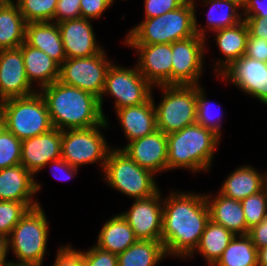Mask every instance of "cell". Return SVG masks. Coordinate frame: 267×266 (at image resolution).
Listing matches in <instances>:
<instances>
[{
	"mask_svg": "<svg viewBox=\"0 0 267 266\" xmlns=\"http://www.w3.org/2000/svg\"><path fill=\"white\" fill-rule=\"evenodd\" d=\"M163 199L161 242L166 255L188 257L210 220L205 195L171 192Z\"/></svg>",
	"mask_w": 267,
	"mask_h": 266,
	"instance_id": "6da1fadb",
	"label": "cell"
},
{
	"mask_svg": "<svg viewBox=\"0 0 267 266\" xmlns=\"http://www.w3.org/2000/svg\"><path fill=\"white\" fill-rule=\"evenodd\" d=\"M39 92L45 99L53 128L86 129L107 120L99 98L82 89L57 80Z\"/></svg>",
	"mask_w": 267,
	"mask_h": 266,
	"instance_id": "7a4b0ae2",
	"label": "cell"
},
{
	"mask_svg": "<svg viewBox=\"0 0 267 266\" xmlns=\"http://www.w3.org/2000/svg\"><path fill=\"white\" fill-rule=\"evenodd\" d=\"M196 0H187L177 9L161 16L144 18L125 37V44H171L200 35L206 39V29L198 27Z\"/></svg>",
	"mask_w": 267,
	"mask_h": 266,
	"instance_id": "3957f363",
	"label": "cell"
},
{
	"mask_svg": "<svg viewBox=\"0 0 267 266\" xmlns=\"http://www.w3.org/2000/svg\"><path fill=\"white\" fill-rule=\"evenodd\" d=\"M219 141L218 134L198 123L167 134V170L208 171Z\"/></svg>",
	"mask_w": 267,
	"mask_h": 266,
	"instance_id": "277c9868",
	"label": "cell"
},
{
	"mask_svg": "<svg viewBox=\"0 0 267 266\" xmlns=\"http://www.w3.org/2000/svg\"><path fill=\"white\" fill-rule=\"evenodd\" d=\"M103 172L109 186L134 200L151 197L159 191L155 174L140 167L118 147L109 151Z\"/></svg>",
	"mask_w": 267,
	"mask_h": 266,
	"instance_id": "5b68a950",
	"label": "cell"
},
{
	"mask_svg": "<svg viewBox=\"0 0 267 266\" xmlns=\"http://www.w3.org/2000/svg\"><path fill=\"white\" fill-rule=\"evenodd\" d=\"M0 109L5 129L21 141L53 129L45 99L39 90L26 97L4 100Z\"/></svg>",
	"mask_w": 267,
	"mask_h": 266,
	"instance_id": "8992f818",
	"label": "cell"
},
{
	"mask_svg": "<svg viewBox=\"0 0 267 266\" xmlns=\"http://www.w3.org/2000/svg\"><path fill=\"white\" fill-rule=\"evenodd\" d=\"M163 97L156 110L157 130L164 134L197 123L198 85H161Z\"/></svg>",
	"mask_w": 267,
	"mask_h": 266,
	"instance_id": "52a82bcc",
	"label": "cell"
},
{
	"mask_svg": "<svg viewBox=\"0 0 267 266\" xmlns=\"http://www.w3.org/2000/svg\"><path fill=\"white\" fill-rule=\"evenodd\" d=\"M49 223L41 205L29 209L9 235L17 263L42 265L46 255Z\"/></svg>",
	"mask_w": 267,
	"mask_h": 266,
	"instance_id": "ba28073f",
	"label": "cell"
},
{
	"mask_svg": "<svg viewBox=\"0 0 267 266\" xmlns=\"http://www.w3.org/2000/svg\"><path fill=\"white\" fill-rule=\"evenodd\" d=\"M107 122L105 120L101 125L86 129L63 130L61 158L77 168L98 161L104 170L111 148L101 134L100 128H106L109 125Z\"/></svg>",
	"mask_w": 267,
	"mask_h": 266,
	"instance_id": "9c48e42d",
	"label": "cell"
},
{
	"mask_svg": "<svg viewBox=\"0 0 267 266\" xmlns=\"http://www.w3.org/2000/svg\"><path fill=\"white\" fill-rule=\"evenodd\" d=\"M152 85L135 68H123L117 64L109 67L104 88L99 98L103 113V96L110 94L115 99V109L137 106L147 102L152 96Z\"/></svg>",
	"mask_w": 267,
	"mask_h": 266,
	"instance_id": "30bf717a",
	"label": "cell"
},
{
	"mask_svg": "<svg viewBox=\"0 0 267 266\" xmlns=\"http://www.w3.org/2000/svg\"><path fill=\"white\" fill-rule=\"evenodd\" d=\"M105 51L88 58H66L60 65L59 81L100 98L112 62Z\"/></svg>",
	"mask_w": 267,
	"mask_h": 266,
	"instance_id": "8fae6325",
	"label": "cell"
},
{
	"mask_svg": "<svg viewBox=\"0 0 267 266\" xmlns=\"http://www.w3.org/2000/svg\"><path fill=\"white\" fill-rule=\"evenodd\" d=\"M205 38L195 35L172 43V85H199Z\"/></svg>",
	"mask_w": 267,
	"mask_h": 266,
	"instance_id": "7c38bea8",
	"label": "cell"
},
{
	"mask_svg": "<svg viewBox=\"0 0 267 266\" xmlns=\"http://www.w3.org/2000/svg\"><path fill=\"white\" fill-rule=\"evenodd\" d=\"M161 192L134 200L132 207L121 215L126 219L138 240L161 241L163 199Z\"/></svg>",
	"mask_w": 267,
	"mask_h": 266,
	"instance_id": "4fadbf2b",
	"label": "cell"
},
{
	"mask_svg": "<svg viewBox=\"0 0 267 266\" xmlns=\"http://www.w3.org/2000/svg\"><path fill=\"white\" fill-rule=\"evenodd\" d=\"M218 77L231 81L245 94L267 105V63L242 56Z\"/></svg>",
	"mask_w": 267,
	"mask_h": 266,
	"instance_id": "5bb4252c",
	"label": "cell"
},
{
	"mask_svg": "<svg viewBox=\"0 0 267 266\" xmlns=\"http://www.w3.org/2000/svg\"><path fill=\"white\" fill-rule=\"evenodd\" d=\"M137 49L138 71L153 86L172 85L171 44H126Z\"/></svg>",
	"mask_w": 267,
	"mask_h": 266,
	"instance_id": "9a60e30c",
	"label": "cell"
},
{
	"mask_svg": "<svg viewBox=\"0 0 267 266\" xmlns=\"http://www.w3.org/2000/svg\"><path fill=\"white\" fill-rule=\"evenodd\" d=\"M27 78L22 50H0V104L10 98H19L37 92Z\"/></svg>",
	"mask_w": 267,
	"mask_h": 266,
	"instance_id": "2e32d148",
	"label": "cell"
},
{
	"mask_svg": "<svg viewBox=\"0 0 267 266\" xmlns=\"http://www.w3.org/2000/svg\"><path fill=\"white\" fill-rule=\"evenodd\" d=\"M62 131L53 128L49 132L22 140L21 164L33 175L61 158Z\"/></svg>",
	"mask_w": 267,
	"mask_h": 266,
	"instance_id": "e0dca14e",
	"label": "cell"
},
{
	"mask_svg": "<svg viewBox=\"0 0 267 266\" xmlns=\"http://www.w3.org/2000/svg\"><path fill=\"white\" fill-rule=\"evenodd\" d=\"M57 24L66 58H88L105 50L97 44L89 19H71Z\"/></svg>",
	"mask_w": 267,
	"mask_h": 266,
	"instance_id": "ac0fdd59",
	"label": "cell"
},
{
	"mask_svg": "<svg viewBox=\"0 0 267 266\" xmlns=\"http://www.w3.org/2000/svg\"><path fill=\"white\" fill-rule=\"evenodd\" d=\"M124 151L140 167L154 174L167 171V134L156 130L154 133L129 142Z\"/></svg>",
	"mask_w": 267,
	"mask_h": 266,
	"instance_id": "d6986e66",
	"label": "cell"
},
{
	"mask_svg": "<svg viewBox=\"0 0 267 266\" xmlns=\"http://www.w3.org/2000/svg\"><path fill=\"white\" fill-rule=\"evenodd\" d=\"M40 188L41 184L22 164L0 169V201H17L32 209L41 205L32 198Z\"/></svg>",
	"mask_w": 267,
	"mask_h": 266,
	"instance_id": "ffe728a7",
	"label": "cell"
},
{
	"mask_svg": "<svg viewBox=\"0 0 267 266\" xmlns=\"http://www.w3.org/2000/svg\"><path fill=\"white\" fill-rule=\"evenodd\" d=\"M116 113L128 142L150 135L157 130L153 95L143 104L120 108Z\"/></svg>",
	"mask_w": 267,
	"mask_h": 266,
	"instance_id": "44dd1931",
	"label": "cell"
},
{
	"mask_svg": "<svg viewBox=\"0 0 267 266\" xmlns=\"http://www.w3.org/2000/svg\"><path fill=\"white\" fill-rule=\"evenodd\" d=\"M25 43L45 52L59 65L66 59L60 30L55 22L26 23Z\"/></svg>",
	"mask_w": 267,
	"mask_h": 266,
	"instance_id": "7402d4cb",
	"label": "cell"
},
{
	"mask_svg": "<svg viewBox=\"0 0 267 266\" xmlns=\"http://www.w3.org/2000/svg\"><path fill=\"white\" fill-rule=\"evenodd\" d=\"M267 186V174L259 173L254 167L241 166L226 178L219 189L225 197L242 201L262 191Z\"/></svg>",
	"mask_w": 267,
	"mask_h": 266,
	"instance_id": "603a6c76",
	"label": "cell"
},
{
	"mask_svg": "<svg viewBox=\"0 0 267 266\" xmlns=\"http://www.w3.org/2000/svg\"><path fill=\"white\" fill-rule=\"evenodd\" d=\"M209 195L205 194L210 220L224 226L234 235H246V221L241 202L220 193L214 197Z\"/></svg>",
	"mask_w": 267,
	"mask_h": 266,
	"instance_id": "cb8c5ba5",
	"label": "cell"
},
{
	"mask_svg": "<svg viewBox=\"0 0 267 266\" xmlns=\"http://www.w3.org/2000/svg\"><path fill=\"white\" fill-rule=\"evenodd\" d=\"M216 32V44L223 53L225 59L216 62L214 69L218 76L245 54L246 43L249 35L248 27L244 20L232 27L222 28Z\"/></svg>",
	"mask_w": 267,
	"mask_h": 266,
	"instance_id": "d4e9b609",
	"label": "cell"
},
{
	"mask_svg": "<svg viewBox=\"0 0 267 266\" xmlns=\"http://www.w3.org/2000/svg\"><path fill=\"white\" fill-rule=\"evenodd\" d=\"M19 48L22 50L26 75L31 84L38 81L40 90L59 80L60 65L50 56L25 42Z\"/></svg>",
	"mask_w": 267,
	"mask_h": 266,
	"instance_id": "484cf974",
	"label": "cell"
},
{
	"mask_svg": "<svg viewBox=\"0 0 267 266\" xmlns=\"http://www.w3.org/2000/svg\"><path fill=\"white\" fill-rule=\"evenodd\" d=\"M137 240L126 219L119 214L103 224L95 245L102 250L119 255Z\"/></svg>",
	"mask_w": 267,
	"mask_h": 266,
	"instance_id": "4316f807",
	"label": "cell"
},
{
	"mask_svg": "<svg viewBox=\"0 0 267 266\" xmlns=\"http://www.w3.org/2000/svg\"><path fill=\"white\" fill-rule=\"evenodd\" d=\"M26 22L13 0L0 4V50L14 49L25 42Z\"/></svg>",
	"mask_w": 267,
	"mask_h": 266,
	"instance_id": "83f0119b",
	"label": "cell"
},
{
	"mask_svg": "<svg viewBox=\"0 0 267 266\" xmlns=\"http://www.w3.org/2000/svg\"><path fill=\"white\" fill-rule=\"evenodd\" d=\"M234 236L224 226L209 220L197 247L188 257L192 258L195 252H199L209 266H214Z\"/></svg>",
	"mask_w": 267,
	"mask_h": 266,
	"instance_id": "f1b7e54d",
	"label": "cell"
},
{
	"mask_svg": "<svg viewBox=\"0 0 267 266\" xmlns=\"http://www.w3.org/2000/svg\"><path fill=\"white\" fill-rule=\"evenodd\" d=\"M166 256L161 241L137 240L117 255V259L118 266H156Z\"/></svg>",
	"mask_w": 267,
	"mask_h": 266,
	"instance_id": "f546056e",
	"label": "cell"
},
{
	"mask_svg": "<svg viewBox=\"0 0 267 266\" xmlns=\"http://www.w3.org/2000/svg\"><path fill=\"white\" fill-rule=\"evenodd\" d=\"M257 254L248 235H235L214 266H258Z\"/></svg>",
	"mask_w": 267,
	"mask_h": 266,
	"instance_id": "4dcf8cb0",
	"label": "cell"
},
{
	"mask_svg": "<svg viewBox=\"0 0 267 266\" xmlns=\"http://www.w3.org/2000/svg\"><path fill=\"white\" fill-rule=\"evenodd\" d=\"M203 2L211 5L207 17L208 24L205 26L210 31L232 27L243 20V13L238 12L240 7L233 0H204Z\"/></svg>",
	"mask_w": 267,
	"mask_h": 266,
	"instance_id": "1f68e13d",
	"label": "cell"
},
{
	"mask_svg": "<svg viewBox=\"0 0 267 266\" xmlns=\"http://www.w3.org/2000/svg\"><path fill=\"white\" fill-rule=\"evenodd\" d=\"M26 23L54 22L58 0H16Z\"/></svg>",
	"mask_w": 267,
	"mask_h": 266,
	"instance_id": "d6a6232c",
	"label": "cell"
},
{
	"mask_svg": "<svg viewBox=\"0 0 267 266\" xmlns=\"http://www.w3.org/2000/svg\"><path fill=\"white\" fill-rule=\"evenodd\" d=\"M241 202L248 231L267 216V186L260 192L244 198Z\"/></svg>",
	"mask_w": 267,
	"mask_h": 266,
	"instance_id": "836d02e7",
	"label": "cell"
},
{
	"mask_svg": "<svg viewBox=\"0 0 267 266\" xmlns=\"http://www.w3.org/2000/svg\"><path fill=\"white\" fill-rule=\"evenodd\" d=\"M21 144L22 141L8 130L0 133V169L21 164Z\"/></svg>",
	"mask_w": 267,
	"mask_h": 266,
	"instance_id": "e575fe53",
	"label": "cell"
},
{
	"mask_svg": "<svg viewBox=\"0 0 267 266\" xmlns=\"http://www.w3.org/2000/svg\"><path fill=\"white\" fill-rule=\"evenodd\" d=\"M29 208L17 201H0V234L9 237Z\"/></svg>",
	"mask_w": 267,
	"mask_h": 266,
	"instance_id": "d590c367",
	"label": "cell"
},
{
	"mask_svg": "<svg viewBox=\"0 0 267 266\" xmlns=\"http://www.w3.org/2000/svg\"><path fill=\"white\" fill-rule=\"evenodd\" d=\"M211 103L205 97L203 88L198 85V96H197V123L204 126L205 128L211 129L220 137L221 134V116L213 115L214 111L211 110ZM213 113V114H212Z\"/></svg>",
	"mask_w": 267,
	"mask_h": 266,
	"instance_id": "8d00e7d4",
	"label": "cell"
},
{
	"mask_svg": "<svg viewBox=\"0 0 267 266\" xmlns=\"http://www.w3.org/2000/svg\"><path fill=\"white\" fill-rule=\"evenodd\" d=\"M82 253L83 266H118L117 255L102 250L96 245Z\"/></svg>",
	"mask_w": 267,
	"mask_h": 266,
	"instance_id": "74e56055",
	"label": "cell"
},
{
	"mask_svg": "<svg viewBox=\"0 0 267 266\" xmlns=\"http://www.w3.org/2000/svg\"><path fill=\"white\" fill-rule=\"evenodd\" d=\"M187 0H144L145 18L161 16L183 5Z\"/></svg>",
	"mask_w": 267,
	"mask_h": 266,
	"instance_id": "f35d334b",
	"label": "cell"
},
{
	"mask_svg": "<svg viewBox=\"0 0 267 266\" xmlns=\"http://www.w3.org/2000/svg\"><path fill=\"white\" fill-rule=\"evenodd\" d=\"M80 3L81 0H58L54 22L81 18Z\"/></svg>",
	"mask_w": 267,
	"mask_h": 266,
	"instance_id": "ab89813d",
	"label": "cell"
},
{
	"mask_svg": "<svg viewBox=\"0 0 267 266\" xmlns=\"http://www.w3.org/2000/svg\"><path fill=\"white\" fill-rule=\"evenodd\" d=\"M114 0H81V18L98 19Z\"/></svg>",
	"mask_w": 267,
	"mask_h": 266,
	"instance_id": "60d3db41",
	"label": "cell"
},
{
	"mask_svg": "<svg viewBox=\"0 0 267 266\" xmlns=\"http://www.w3.org/2000/svg\"><path fill=\"white\" fill-rule=\"evenodd\" d=\"M53 266H83L82 253L72 248V245L59 247Z\"/></svg>",
	"mask_w": 267,
	"mask_h": 266,
	"instance_id": "b9f144b4",
	"label": "cell"
},
{
	"mask_svg": "<svg viewBox=\"0 0 267 266\" xmlns=\"http://www.w3.org/2000/svg\"><path fill=\"white\" fill-rule=\"evenodd\" d=\"M244 56L267 63V40L248 35Z\"/></svg>",
	"mask_w": 267,
	"mask_h": 266,
	"instance_id": "7bdbcfd3",
	"label": "cell"
},
{
	"mask_svg": "<svg viewBox=\"0 0 267 266\" xmlns=\"http://www.w3.org/2000/svg\"><path fill=\"white\" fill-rule=\"evenodd\" d=\"M249 35L267 40V16L266 17H243Z\"/></svg>",
	"mask_w": 267,
	"mask_h": 266,
	"instance_id": "ee69618b",
	"label": "cell"
},
{
	"mask_svg": "<svg viewBox=\"0 0 267 266\" xmlns=\"http://www.w3.org/2000/svg\"><path fill=\"white\" fill-rule=\"evenodd\" d=\"M49 164L51 167L50 169H54L53 171L56 170V172H60H57V174L56 172H53V176H55L59 180H69L73 178V176L76 175L78 172L77 167L71 166L67 161L63 160L62 158L51 161L50 163H48V165Z\"/></svg>",
	"mask_w": 267,
	"mask_h": 266,
	"instance_id": "f6af8a7d",
	"label": "cell"
},
{
	"mask_svg": "<svg viewBox=\"0 0 267 266\" xmlns=\"http://www.w3.org/2000/svg\"><path fill=\"white\" fill-rule=\"evenodd\" d=\"M257 249L267 245V216L258 225L252 227L247 234Z\"/></svg>",
	"mask_w": 267,
	"mask_h": 266,
	"instance_id": "bcb514c9",
	"label": "cell"
},
{
	"mask_svg": "<svg viewBox=\"0 0 267 266\" xmlns=\"http://www.w3.org/2000/svg\"><path fill=\"white\" fill-rule=\"evenodd\" d=\"M242 11L243 17H266L267 0H250Z\"/></svg>",
	"mask_w": 267,
	"mask_h": 266,
	"instance_id": "7dc6e473",
	"label": "cell"
},
{
	"mask_svg": "<svg viewBox=\"0 0 267 266\" xmlns=\"http://www.w3.org/2000/svg\"><path fill=\"white\" fill-rule=\"evenodd\" d=\"M9 251V237L0 234V266H6V256Z\"/></svg>",
	"mask_w": 267,
	"mask_h": 266,
	"instance_id": "c3c4849f",
	"label": "cell"
},
{
	"mask_svg": "<svg viewBox=\"0 0 267 266\" xmlns=\"http://www.w3.org/2000/svg\"><path fill=\"white\" fill-rule=\"evenodd\" d=\"M258 266H267V245L258 249Z\"/></svg>",
	"mask_w": 267,
	"mask_h": 266,
	"instance_id": "681fc988",
	"label": "cell"
},
{
	"mask_svg": "<svg viewBox=\"0 0 267 266\" xmlns=\"http://www.w3.org/2000/svg\"><path fill=\"white\" fill-rule=\"evenodd\" d=\"M6 266H41V265L29 264V263H17V262L9 261V263Z\"/></svg>",
	"mask_w": 267,
	"mask_h": 266,
	"instance_id": "f907efd6",
	"label": "cell"
},
{
	"mask_svg": "<svg viewBox=\"0 0 267 266\" xmlns=\"http://www.w3.org/2000/svg\"><path fill=\"white\" fill-rule=\"evenodd\" d=\"M242 10L246 7V5L250 2V0H233Z\"/></svg>",
	"mask_w": 267,
	"mask_h": 266,
	"instance_id": "816d5d0a",
	"label": "cell"
},
{
	"mask_svg": "<svg viewBox=\"0 0 267 266\" xmlns=\"http://www.w3.org/2000/svg\"><path fill=\"white\" fill-rule=\"evenodd\" d=\"M5 129V121H4V116L3 113L0 109V133Z\"/></svg>",
	"mask_w": 267,
	"mask_h": 266,
	"instance_id": "f5cc1de1",
	"label": "cell"
},
{
	"mask_svg": "<svg viewBox=\"0 0 267 266\" xmlns=\"http://www.w3.org/2000/svg\"><path fill=\"white\" fill-rule=\"evenodd\" d=\"M7 1H9V0H0V4L4 3V2H7Z\"/></svg>",
	"mask_w": 267,
	"mask_h": 266,
	"instance_id": "db71d44e",
	"label": "cell"
}]
</instances>
